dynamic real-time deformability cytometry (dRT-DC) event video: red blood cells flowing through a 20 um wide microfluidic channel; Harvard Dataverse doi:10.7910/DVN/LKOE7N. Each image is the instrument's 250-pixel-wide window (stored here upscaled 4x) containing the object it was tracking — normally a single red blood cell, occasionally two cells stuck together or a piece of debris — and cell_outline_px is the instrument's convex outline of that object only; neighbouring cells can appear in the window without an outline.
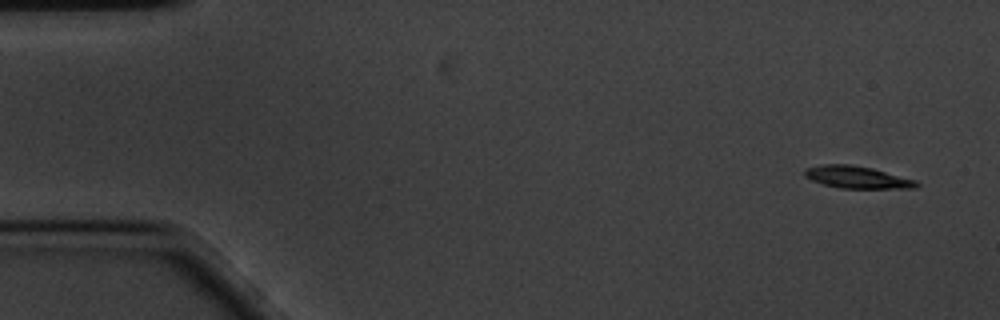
{"species": "common noctule bat (a hibernating species)", "species_latin": "Nyctalus noctula", "temperature_condition": "cold", "stored_images_in_passage": 56, "camera_frame_rate_fps": 3000, "um_per_image_px": 0.085, "animal": {"sex": "male", "body_mass_g": 20.1, "forearm_length_mm": 53.5}, "frame": {"image": 1, "passage_image": 1, "time_ms": 0.0, "image_size_px": [1000, 320], "cell_outline_px": [[920, 184], [916, 188], [840, 188], [824, 184], [812, 180], [804, 176], [804, 168], [820, 164], [852, 164], [872, 168], [916, 180]], "centroid_in_image_um": [72.83, 15.05], "position_along_channel_um": 12.2, "area_um2": 14.51}}
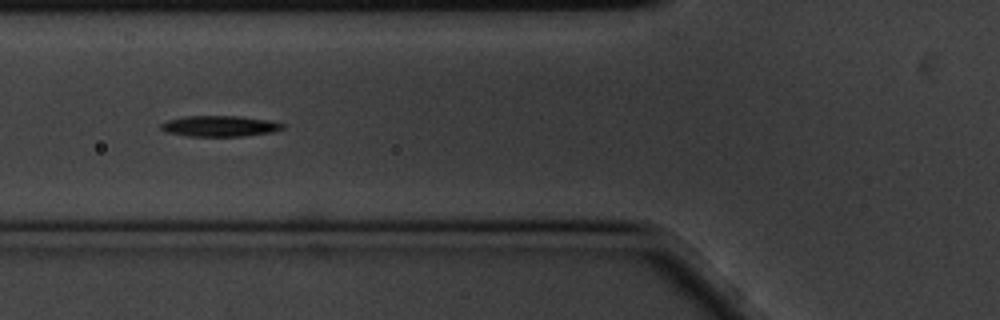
{"frame": {"image": 2, "passage_image": 19, "time_ms": 6.0, "image_size_px": [1000, 320], "cell_outline_px": [[284, 128], [272, 132], [244, 136], [188, 136], [164, 132], [160, 128], [160, 124], [168, 120], [184, 116], [240, 116], [272, 120], [284, 124]], "centroid_in_image_um": [18.67, 10.71], "position_along_channel_um": 107.1, "area_um2": 14.91}}
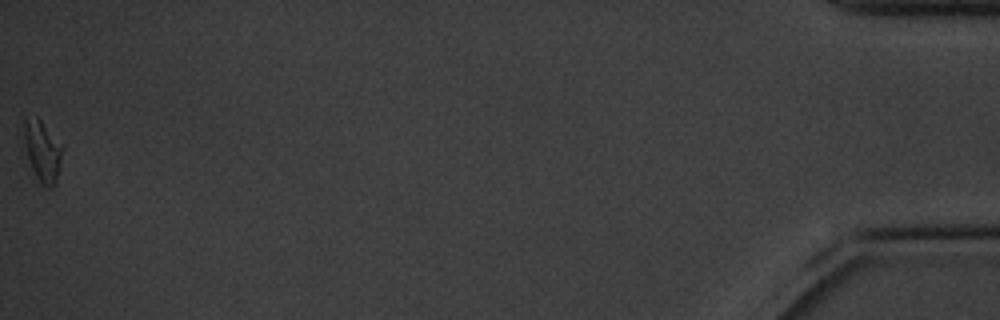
{"frame": {"image": 3, "passage_image": 56, "time_ms": 18.333, "image_size_px": [1000, 320], "cell_outline_px": [[64, 148], [56, 184], [52, 188], [48, 188], [32, 180], [24, 164], [24, 120], [36, 116], [40, 120]], "centroid_in_image_um": [3.54, 13.01], "position_along_channel_um": 431.7, "area_um2": 14.74}, "authors_computed_cell_mechanics": {"area_um2": 14.4789, "velocity_mm_per_s": 3.4272, "shape_relaxation_time_tau1_ms": 3.6113, "shape_relaxation_time_tau2_ms": null, "deformation_change_tau1": 0.1269, "deformation_change_tau2": null}}